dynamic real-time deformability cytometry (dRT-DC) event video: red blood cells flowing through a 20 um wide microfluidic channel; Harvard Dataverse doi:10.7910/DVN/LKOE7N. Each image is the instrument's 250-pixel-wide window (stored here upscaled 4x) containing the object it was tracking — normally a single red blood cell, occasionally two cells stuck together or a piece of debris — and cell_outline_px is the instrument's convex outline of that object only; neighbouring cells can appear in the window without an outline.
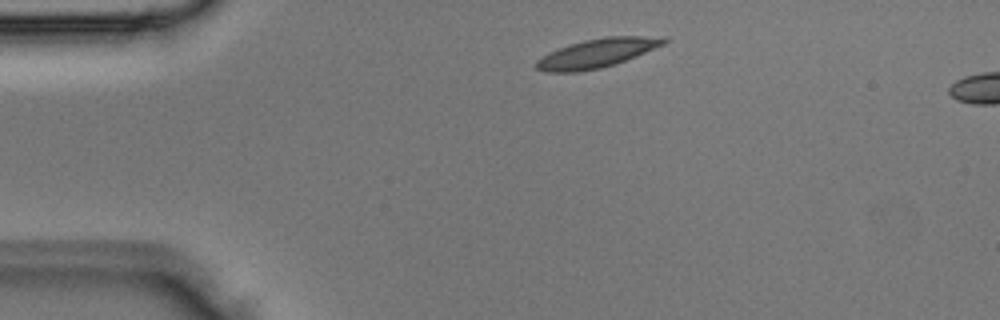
{"species": "Egyptian fruit bat (a non-hibernating species)", "species_latin": "Rousettus aegyptiacus", "temperature_condition": "room temperature", "stored_images_in_passage": 3, "camera_frame_rate_fps": 3000, "um_per_image_px": 0.085, "animal": {"sex": "male"}, "frame": {"image": 1, "passage_image": 1, "time_ms": 0.0, "image_size_px": [1000, 320], "cell_outline_px": [[668, 40], [664, 44], [636, 56], [616, 64], [600, 68], [576, 72], [544, 72], [536, 68], [532, 64], [536, 60], [548, 52], [584, 40], [608, 36], [668, 36]], "centroid_in_image_um": [50.74, 4.52], "position_along_channel_um": 34.3, "area_um2": 21.56}}